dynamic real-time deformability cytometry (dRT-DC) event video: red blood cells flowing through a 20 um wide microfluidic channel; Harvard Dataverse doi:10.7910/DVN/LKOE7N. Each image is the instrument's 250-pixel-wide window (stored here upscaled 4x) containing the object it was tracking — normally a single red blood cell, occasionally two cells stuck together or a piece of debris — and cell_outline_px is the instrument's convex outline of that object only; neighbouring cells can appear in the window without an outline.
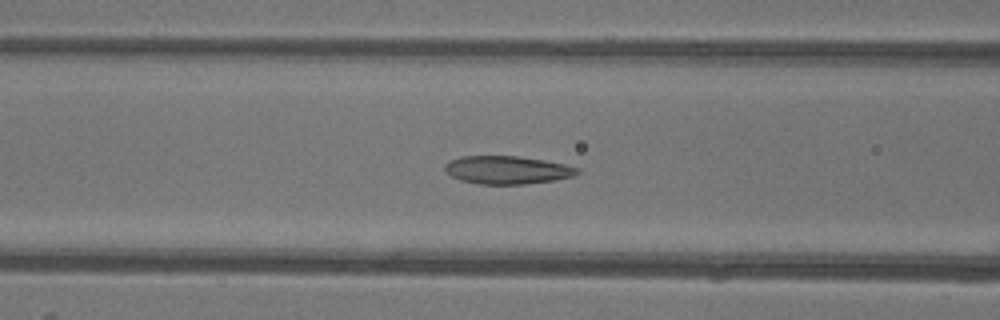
{"species": "common noctule bat (a hibernating species)", "species_latin": "Nyctalus noctula", "temperature_condition": "warm", "stored_images_in_passage": 54, "segment_of_instrument_passage": [1, 2], "camera_frame_rate_fps": 3000, "um_per_image_px": 0.085, "animal": {"sex": "female"}, "frame": {"image": 1, "passage_image": 21, "time_ms": 6.667, "image_size_px": [1000, 320], "cell_outline_px": [[580, 172], [572, 176], [552, 180], [524, 184], [480, 184], [460, 180], [444, 172], [444, 164], [460, 156], [520, 156], [544, 160], [564, 164], [580, 168]], "centroid_in_image_um": [43.08, 14.44], "position_along_channel_um": 123.5, "area_um2": 21.62}}
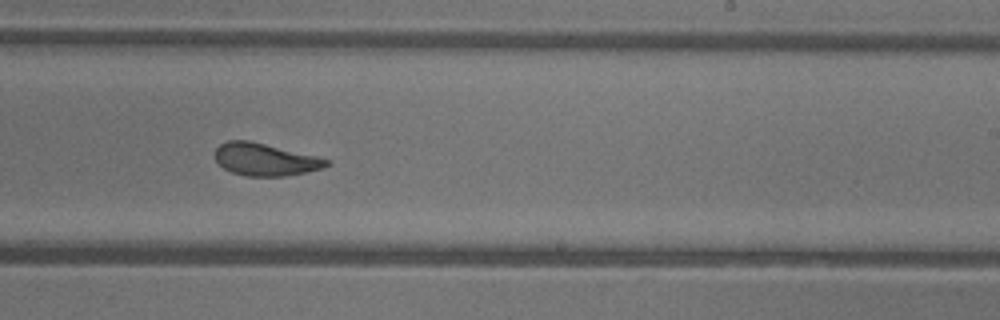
{"frame": {"image": 2, "passage_image": 32, "time_ms": 10.333, "image_size_px": [1000, 320], "cell_outline_px": [[332, 164], [324, 168], [284, 176], [244, 176], [232, 172], [224, 168], [216, 160], [216, 148], [220, 144], [228, 140], [248, 140], [316, 156], [332, 160]], "centroid_in_image_um": [22.57, 13.56], "position_along_channel_um": 266.4, "area_um2": 20.92}}
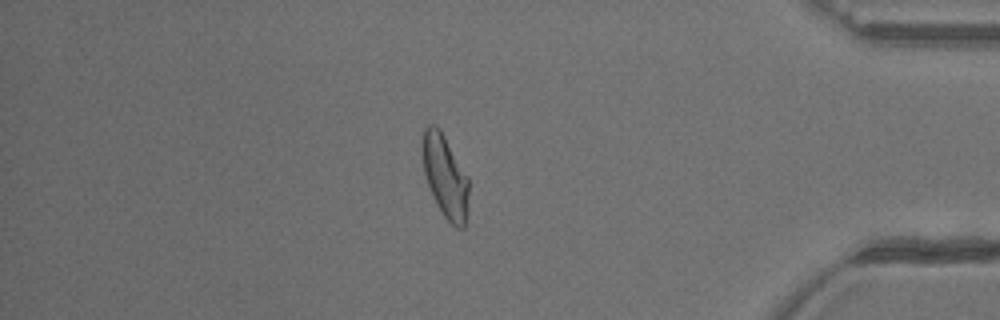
{"frame": {"image": 3, "passage_image": 45, "time_ms": 14.667, "image_size_px": [1000, 320], "cell_outline_px": [[468, 220], [464, 228], [456, 228], [444, 216], [432, 196], [424, 176], [420, 152], [420, 144], [424, 128], [428, 124], [436, 124], [440, 128], [468, 176]], "centroid_in_image_um": [37.81, 14.96], "position_along_channel_um": 397.4, "area_um2": 23.12}}